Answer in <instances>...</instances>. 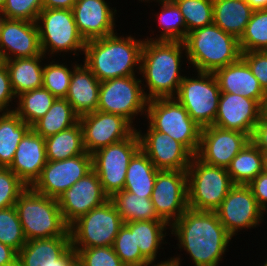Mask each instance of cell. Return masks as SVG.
I'll list each match as a JSON object with an SVG mask.
<instances>
[{
  "label": "cell",
  "instance_id": "obj_1",
  "mask_svg": "<svg viewBox=\"0 0 267 266\" xmlns=\"http://www.w3.org/2000/svg\"><path fill=\"white\" fill-rule=\"evenodd\" d=\"M170 228L195 266H218L232 239L215 211L188 208Z\"/></svg>",
  "mask_w": 267,
  "mask_h": 266
},
{
  "label": "cell",
  "instance_id": "obj_2",
  "mask_svg": "<svg viewBox=\"0 0 267 266\" xmlns=\"http://www.w3.org/2000/svg\"><path fill=\"white\" fill-rule=\"evenodd\" d=\"M147 40V41H146ZM183 41L144 40L141 52L140 74L148 86V100L175 97L183 76L180 75Z\"/></svg>",
  "mask_w": 267,
  "mask_h": 266
},
{
  "label": "cell",
  "instance_id": "obj_3",
  "mask_svg": "<svg viewBox=\"0 0 267 266\" xmlns=\"http://www.w3.org/2000/svg\"><path fill=\"white\" fill-rule=\"evenodd\" d=\"M144 40H135L115 34L86 41L84 64L102 82L118 77L135 76L134 67L140 73L141 52ZM138 64V65H137Z\"/></svg>",
  "mask_w": 267,
  "mask_h": 266
},
{
  "label": "cell",
  "instance_id": "obj_4",
  "mask_svg": "<svg viewBox=\"0 0 267 266\" xmlns=\"http://www.w3.org/2000/svg\"><path fill=\"white\" fill-rule=\"evenodd\" d=\"M183 42L186 58L197 72L214 73L241 57L239 40L214 23L188 33Z\"/></svg>",
  "mask_w": 267,
  "mask_h": 266
},
{
  "label": "cell",
  "instance_id": "obj_5",
  "mask_svg": "<svg viewBox=\"0 0 267 266\" xmlns=\"http://www.w3.org/2000/svg\"><path fill=\"white\" fill-rule=\"evenodd\" d=\"M27 239L70 236L56 198L48 197L28 187L14 205Z\"/></svg>",
  "mask_w": 267,
  "mask_h": 266
},
{
  "label": "cell",
  "instance_id": "obj_6",
  "mask_svg": "<svg viewBox=\"0 0 267 266\" xmlns=\"http://www.w3.org/2000/svg\"><path fill=\"white\" fill-rule=\"evenodd\" d=\"M234 185L225 168L206 164L194 155L187 169L188 207L215 211Z\"/></svg>",
  "mask_w": 267,
  "mask_h": 266
},
{
  "label": "cell",
  "instance_id": "obj_7",
  "mask_svg": "<svg viewBox=\"0 0 267 266\" xmlns=\"http://www.w3.org/2000/svg\"><path fill=\"white\" fill-rule=\"evenodd\" d=\"M147 106L146 117L154 130L168 134L193 155L197 154L201 127L175 97L150 99Z\"/></svg>",
  "mask_w": 267,
  "mask_h": 266
},
{
  "label": "cell",
  "instance_id": "obj_8",
  "mask_svg": "<svg viewBox=\"0 0 267 266\" xmlns=\"http://www.w3.org/2000/svg\"><path fill=\"white\" fill-rule=\"evenodd\" d=\"M123 224L113 203L108 200L69 226L71 245L74 248L113 246Z\"/></svg>",
  "mask_w": 267,
  "mask_h": 266
},
{
  "label": "cell",
  "instance_id": "obj_9",
  "mask_svg": "<svg viewBox=\"0 0 267 266\" xmlns=\"http://www.w3.org/2000/svg\"><path fill=\"white\" fill-rule=\"evenodd\" d=\"M198 77L184 76L175 97L201 128L214 124L221 91L215 75L198 71Z\"/></svg>",
  "mask_w": 267,
  "mask_h": 266
},
{
  "label": "cell",
  "instance_id": "obj_10",
  "mask_svg": "<svg viewBox=\"0 0 267 266\" xmlns=\"http://www.w3.org/2000/svg\"><path fill=\"white\" fill-rule=\"evenodd\" d=\"M139 149L140 140L135 130L128 138L91 154L93 170L109 198L124 189L129 162Z\"/></svg>",
  "mask_w": 267,
  "mask_h": 266
},
{
  "label": "cell",
  "instance_id": "obj_11",
  "mask_svg": "<svg viewBox=\"0 0 267 266\" xmlns=\"http://www.w3.org/2000/svg\"><path fill=\"white\" fill-rule=\"evenodd\" d=\"M36 24L41 51L45 56L47 51L51 54L74 51L73 55H76L77 50L84 53L86 41L77 29L72 10L43 9Z\"/></svg>",
  "mask_w": 267,
  "mask_h": 266
},
{
  "label": "cell",
  "instance_id": "obj_12",
  "mask_svg": "<svg viewBox=\"0 0 267 266\" xmlns=\"http://www.w3.org/2000/svg\"><path fill=\"white\" fill-rule=\"evenodd\" d=\"M141 82L142 80L135 76L102 81L97 110L121 115L133 124V119L138 113L146 115L148 99L141 87L143 85H140Z\"/></svg>",
  "mask_w": 267,
  "mask_h": 266
},
{
  "label": "cell",
  "instance_id": "obj_13",
  "mask_svg": "<svg viewBox=\"0 0 267 266\" xmlns=\"http://www.w3.org/2000/svg\"><path fill=\"white\" fill-rule=\"evenodd\" d=\"M79 124L89 154L128 138L136 130L123 116L99 110L79 116Z\"/></svg>",
  "mask_w": 267,
  "mask_h": 266
},
{
  "label": "cell",
  "instance_id": "obj_14",
  "mask_svg": "<svg viewBox=\"0 0 267 266\" xmlns=\"http://www.w3.org/2000/svg\"><path fill=\"white\" fill-rule=\"evenodd\" d=\"M92 170V155L87 152L65 160L47 161L31 188L37 193L58 199Z\"/></svg>",
  "mask_w": 267,
  "mask_h": 266
},
{
  "label": "cell",
  "instance_id": "obj_15",
  "mask_svg": "<svg viewBox=\"0 0 267 266\" xmlns=\"http://www.w3.org/2000/svg\"><path fill=\"white\" fill-rule=\"evenodd\" d=\"M151 201L157 215L171 226L189 208L187 171L159 170Z\"/></svg>",
  "mask_w": 267,
  "mask_h": 266
},
{
  "label": "cell",
  "instance_id": "obj_16",
  "mask_svg": "<svg viewBox=\"0 0 267 266\" xmlns=\"http://www.w3.org/2000/svg\"><path fill=\"white\" fill-rule=\"evenodd\" d=\"M227 232L234 236L240 230L257 227L264 214L248 185L235 184L215 210ZM257 225V226H256Z\"/></svg>",
  "mask_w": 267,
  "mask_h": 266
},
{
  "label": "cell",
  "instance_id": "obj_17",
  "mask_svg": "<svg viewBox=\"0 0 267 266\" xmlns=\"http://www.w3.org/2000/svg\"><path fill=\"white\" fill-rule=\"evenodd\" d=\"M251 140L248 134L214 125L201 128L196 156L206 164L227 169L232 159Z\"/></svg>",
  "mask_w": 267,
  "mask_h": 266
},
{
  "label": "cell",
  "instance_id": "obj_18",
  "mask_svg": "<svg viewBox=\"0 0 267 266\" xmlns=\"http://www.w3.org/2000/svg\"><path fill=\"white\" fill-rule=\"evenodd\" d=\"M17 266H79L71 236L33 239L18 252Z\"/></svg>",
  "mask_w": 267,
  "mask_h": 266
},
{
  "label": "cell",
  "instance_id": "obj_19",
  "mask_svg": "<svg viewBox=\"0 0 267 266\" xmlns=\"http://www.w3.org/2000/svg\"><path fill=\"white\" fill-rule=\"evenodd\" d=\"M147 133L136 130L140 149L158 170L187 171L193 154L168 134L154 130L150 125Z\"/></svg>",
  "mask_w": 267,
  "mask_h": 266
},
{
  "label": "cell",
  "instance_id": "obj_20",
  "mask_svg": "<svg viewBox=\"0 0 267 266\" xmlns=\"http://www.w3.org/2000/svg\"><path fill=\"white\" fill-rule=\"evenodd\" d=\"M58 204L64 222L70 226L81 216L109 200L104 193L97 173L92 170L62 193Z\"/></svg>",
  "mask_w": 267,
  "mask_h": 266
},
{
  "label": "cell",
  "instance_id": "obj_21",
  "mask_svg": "<svg viewBox=\"0 0 267 266\" xmlns=\"http://www.w3.org/2000/svg\"><path fill=\"white\" fill-rule=\"evenodd\" d=\"M261 117L260 104L254 100L228 92H221L214 126L235 130L252 137Z\"/></svg>",
  "mask_w": 267,
  "mask_h": 266
},
{
  "label": "cell",
  "instance_id": "obj_22",
  "mask_svg": "<svg viewBox=\"0 0 267 266\" xmlns=\"http://www.w3.org/2000/svg\"><path fill=\"white\" fill-rule=\"evenodd\" d=\"M41 54L36 22L8 18L3 20L0 29V58L2 62L13 59V57L14 59L29 58Z\"/></svg>",
  "mask_w": 267,
  "mask_h": 266
},
{
  "label": "cell",
  "instance_id": "obj_23",
  "mask_svg": "<svg viewBox=\"0 0 267 266\" xmlns=\"http://www.w3.org/2000/svg\"><path fill=\"white\" fill-rule=\"evenodd\" d=\"M105 0H77L72 8L77 29L85 41L114 33L116 10Z\"/></svg>",
  "mask_w": 267,
  "mask_h": 266
},
{
  "label": "cell",
  "instance_id": "obj_24",
  "mask_svg": "<svg viewBox=\"0 0 267 266\" xmlns=\"http://www.w3.org/2000/svg\"><path fill=\"white\" fill-rule=\"evenodd\" d=\"M46 163L45 138L30 129L18 144L9 169L31 187Z\"/></svg>",
  "mask_w": 267,
  "mask_h": 266
},
{
  "label": "cell",
  "instance_id": "obj_25",
  "mask_svg": "<svg viewBox=\"0 0 267 266\" xmlns=\"http://www.w3.org/2000/svg\"><path fill=\"white\" fill-rule=\"evenodd\" d=\"M213 74L221 92L243 95L256 100L261 105L265 91L242 57L236 62L216 70Z\"/></svg>",
  "mask_w": 267,
  "mask_h": 266
},
{
  "label": "cell",
  "instance_id": "obj_26",
  "mask_svg": "<svg viewBox=\"0 0 267 266\" xmlns=\"http://www.w3.org/2000/svg\"><path fill=\"white\" fill-rule=\"evenodd\" d=\"M71 82L66 100L79 115L95 112L98 109L100 81L84 64L72 66Z\"/></svg>",
  "mask_w": 267,
  "mask_h": 266
},
{
  "label": "cell",
  "instance_id": "obj_27",
  "mask_svg": "<svg viewBox=\"0 0 267 266\" xmlns=\"http://www.w3.org/2000/svg\"><path fill=\"white\" fill-rule=\"evenodd\" d=\"M253 11L245 0H213V23L239 40Z\"/></svg>",
  "mask_w": 267,
  "mask_h": 266
},
{
  "label": "cell",
  "instance_id": "obj_28",
  "mask_svg": "<svg viewBox=\"0 0 267 266\" xmlns=\"http://www.w3.org/2000/svg\"><path fill=\"white\" fill-rule=\"evenodd\" d=\"M45 55L17 58L3 61L6 65L11 87L16 97L24 92L42 87L43 67L41 60Z\"/></svg>",
  "mask_w": 267,
  "mask_h": 266
},
{
  "label": "cell",
  "instance_id": "obj_29",
  "mask_svg": "<svg viewBox=\"0 0 267 266\" xmlns=\"http://www.w3.org/2000/svg\"><path fill=\"white\" fill-rule=\"evenodd\" d=\"M158 171L148 156L139 149L129 162L123 190L151 197Z\"/></svg>",
  "mask_w": 267,
  "mask_h": 266
},
{
  "label": "cell",
  "instance_id": "obj_30",
  "mask_svg": "<svg viewBox=\"0 0 267 266\" xmlns=\"http://www.w3.org/2000/svg\"><path fill=\"white\" fill-rule=\"evenodd\" d=\"M2 114V115H1ZM0 114V167L9 168L18 144L31 129L14 111Z\"/></svg>",
  "mask_w": 267,
  "mask_h": 266
},
{
  "label": "cell",
  "instance_id": "obj_31",
  "mask_svg": "<svg viewBox=\"0 0 267 266\" xmlns=\"http://www.w3.org/2000/svg\"><path fill=\"white\" fill-rule=\"evenodd\" d=\"M79 122V115L65 98H56L46 114L31 129L43 138L66 130Z\"/></svg>",
  "mask_w": 267,
  "mask_h": 266
},
{
  "label": "cell",
  "instance_id": "obj_32",
  "mask_svg": "<svg viewBox=\"0 0 267 266\" xmlns=\"http://www.w3.org/2000/svg\"><path fill=\"white\" fill-rule=\"evenodd\" d=\"M109 200L113 203L124 223L162 220L157 215L151 197H144L122 190L113 194Z\"/></svg>",
  "mask_w": 267,
  "mask_h": 266
},
{
  "label": "cell",
  "instance_id": "obj_33",
  "mask_svg": "<svg viewBox=\"0 0 267 266\" xmlns=\"http://www.w3.org/2000/svg\"><path fill=\"white\" fill-rule=\"evenodd\" d=\"M47 161H60L84 154L82 128L74 126L45 138Z\"/></svg>",
  "mask_w": 267,
  "mask_h": 266
},
{
  "label": "cell",
  "instance_id": "obj_34",
  "mask_svg": "<svg viewBox=\"0 0 267 266\" xmlns=\"http://www.w3.org/2000/svg\"><path fill=\"white\" fill-rule=\"evenodd\" d=\"M130 231H135L136 245H138L142 256L153 263L156 259L158 249L166 236V226H170L164 220L132 221L125 223Z\"/></svg>",
  "mask_w": 267,
  "mask_h": 266
},
{
  "label": "cell",
  "instance_id": "obj_35",
  "mask_svg": "<svg viewBox=\"0 0 267 266\" xmlns=\"http://www.w3.org/2000/svg\"><path fill=\"white\" fill-rule=\"evenodd\" d=\"M226 170L234 184L248 185L263 172L262 151L250 140Z\"/></svg>",
  "mask_w": 267,
  "mask_h": 266
},
{
  "label": "cell",
  "instance_id": "obj_36",
  "mask_svg": "<svg viewBox=\"0 0 267 266\" xmlns=\"http://www.w3.org/2000/svg\"><path fill=\"white\" fill-rule=\"evenodd\" d=\"M17 98L18 107L14 109V112L30 126L46 114L56 99L44 87L24 92Z\"/></svg>",
  "mask_w": 267,
  "mask_h": 266
},
{
  "label": "cell",
  "instance_id": "obj_37",
  "mask_svg": "<svg viewBox=\"0 0 267 266\" xmlns=\"http://www.w3.org/2000/svg\"><path fill=\"white\" fill-rule=\"evenodd\" d=\"M161 13L158 14V23L162 29L157 39L149 40H167V41H184L186 39V23L182 13L173 0L160 3Z\"/></svg>",
  "mask_w": 267,
  "mask_h": 266
},
{
  "label": "cell",
  "instance_id": "obj_38",
  "mask_svg": "<svg viewBox=\"0 0 267 266\" xmlns=\"http://www.w3.org/2000/svg\"><path fill=\"white\" fill-rule=\"evenodd\" d=\"M241 53L267 51V9L253 11L245 31L239 39Z\"/></svg>",
  "mask_w": 267,
  "mask_h": 266
},
{
  "label": "cell",
  "instance_id": "obj_39",
  "mask_svg": "<svg viewBox=\"0 0 267 266\" xmlns=\"http://www.w3.org/2000/svg\"><path fill=\"white\" fill-rule=\"evenodd\" d=\"M186 23L187 34L213 23V0H173Z\"/></svg>",
  "mask_w": 267,
  "mask_h": 266
},
{
  "label": "cell",
  "instance_id": "obj_40",
  "mask_svg": "<svg viewBox=\"0 0 267 266\" xmlns=\"http://www.w3.org/2000/svg\"><path fill=\"white\" fill-rule=\"evenodd\" d=\"M112 247L125 266H146L149 263L136 245L135 231H130L125 223L120 227Z\"/></svg>",
  "mask_w": 267,
  "mask_h": 266
},
{
  "label": "cell",
  "instance_id": "obj_41",
  "mask_svg": "<svg viewBox=\"0 0 267 266\" xmlns=\"http://www.w3.org/2000/svg\"><path fill=\"white\" fill-rule=\"evenodd\" d=\"M0 242L12 247L17 252L27 242L14 206L0 209Z\"/></svg>",
  "mask_w": 267,
  "mask_h": 266
},
{
  "label": "cell",
  "instance_id": "obj_42",
  "mask_svg": "<svg viewBox=\"0 0 267 266\" xmlns=\"http://www.w3.org/2000/svg\"><path fill=\"white\" fill-rule=\"evenodd\" d=\"M73 70L63 63L45 64L43 67L42 87L56 98H66Z\"/></svg>",
  "mask_w": 267,
  "mask_h": 266
},
{
  "label": "cell",
  "instance_id": "obj_43",
  "mask_svg": "<svg viewBox=\"0 0 267 266\" xmlns=\"http://www.w3.org/2000/svg\"><path fill=\"white\" fill-rule=\"evenodd\" d=\"M27 188L12 170L0 167V209L14 206Z\"/></svg>",
  "mask_w": 267,
  "mask_h": 266
},
{
  "label": "cell",
  "instance_id": "obj_44",
  "mask_svg": "<svg viewBox=\"0 0 267 266\" xmlns=\"http://www.w3.org/2000/svg\"><path fill=\"white\" fill-rule=\"evenodd\" d=\"M74 249L78 252L79 266H125L112 246Z\"/></svg>",
  "mask_w": 267,
  "mask_h": 266
},
{
  "label": "cell",
  "instance_id": "obj_45",
  "mask_svg": "<svg viewBox=\"0 0 267 266\" xmlns=\"http://www.w3.org/2000/svg\"><path fill=\"white\" fill-rule=\"evenodd\" d=\"M42 10V0H6L1 12L8 19L36 22Z\"/></svg>",
  "mask_w": 267,
  "mask_h": 266
},
{
  "label": "cell",
  "instance_id": "obj_46",
  "mask_svg": "<svg viewBox=\"0 0 267 266\" xmlns=\"http://www.w3.org/2000/svg\"><path fill=\"white\" fill-rule=\"evenodd\" d=\"M241 57L250 67L260 86L267 92V51L242 52Z\"/></svg>",
  "mask_w": 267,
  "mask_h": 266
},
{
  "label": "cell",
  "instance_id": "obj_47",
  "mask_svg": "<svg viewBox=\"0 0 267 266\" xmlns=\"http://www.w3.org/2000/svg\"><path fill=\"white\" fill-rule=\"evenodd\" d=\"M15 97L16 95L11 87L8 69L2 62L0 64V113L14 111V109L10 110L8 106L12 102V98L16 99Z\"/></svg>",
  "mask_w": 267,
  "mask_h": 266
},
{
  "label": "cell",
  "instance_id": "obj_48",
  "mask_svg": "<svg viewBox=\"0 0 267 266\" xmlns=\"http://www.w3.org/2000/svg\"><path fill=\"white\" fill-rule=\"evenodd\" d=\"M258 205L267 212V173L257 175L249 184Z\"/></svg>",
  "mask_w": 267,
  "mask_h": 266
},
{
  "label": "cell",
  "instance_id": "obj_49",
  "mask_svg": "<svg viewBox=\"0 0 267 266\" xmlns=\"http://www.w3.org/2000/svg\"><path fill=\"white\" fill-rule=\"evenodd\" d=\"M251 141L261 151H267V119L260 117L255 126Z\"/></svg>",
  "mask_w": 267,
  "mask_h": 266
},
{
  "label": "cell",
  "instance_id": "obj_50",
  "mask_svg": "<svg viewBox=\"0 0 267 266\" xmlns=\"http://www.w3.org/2000/svg\"><path fill=\"white\" fill-rule=\"evenodd\" d=\"M18 252L0 242V266H17Z\"/></svg>",
  "mask_w": 267,
  "mask_h": 266
},
{
  "label": "cell",
  "instance_id": "obj_51",
  "mask_svg": "<svg viewBox=\"0 0 267 266\" xmlns=\"http://www.w3.org/2000/svg\"><path fill=\"white\" fill-rule=\"evenodd\" d=\"M77 0H42L43 9L72 10Z\"/></svg>",
  "mask_w": 267,
  "mask_h": 266
},
{
  "label": "cell",
  "instance_id": "obj_52",
  "mask_svg": "<svg viewBox=\"0 0 267 266\" xmlns=\"http://www.w3.org/2000/svg\"><path fill=\"white\" fill-rule=\"evenodd\" d=\"M180 259L181 258H179V257H173V259L172 258H170V259H168L167 261H161L160 263H157V265L156 264H154V262L153 263H148L146 266H149V265H152V266H180Z\"/></svg>",
  "mask_w": 267,
  "mask_h": 266
},
{
  "label": "cell",
  "instance_id": "obj_53",
  "mask_svg": "<svg viewBox=\"0 0 267 266\" xmlns=\"http://www.w3.org/2000/svg\"><path fill=\"white\" fill-rule=\"evenodd\" d=\"M254 10L267 9V0H245Z\"/></svg>",
  "mask_w": 267,
  "mask_h": 266
},
{
  "label": "cell",
  "instance_id": "obj_54",
  "mask_svg": "<svg viewBox=\"0 0 267 266\" xmlns=\"http://www.w3.org/2000/svg\"><path fill=\"white\" fill-rule=\"evenodd\" d=\"M260 107H261V117L267 119V92H265L263 96V100Z\"/></svg>",
  "mask_w": 267,
  "mask_h": 266
},
{
  "label": "cell",
  "instance_id": "obj_55",
  "mask_svg": "<svg viewBox=\"0 0 267 266\" xmlns=\"http://www.w3.org/2000/svg\"><path fill=\"white\" fill-rule=\"evenodd\" d=\"M263 157V172L267 173V151H262Z\"/></svg>",
  "mask_w": 267,
  "mask_h": 266
},
{
  "label": "cell",
  "instance_id": "obj_56",
  "mask_svg": "<svg viewBox=\"0 0 267 266\" xmlns=\"http://www.w3.org/2000/svg\"><path fill=\"white\" fill-rule=\"evenodd\" d=\"M4 19H5V16L0 10V29H1V25H2V22H3Z\"/></svg>",
  "mask_w": 267,
  "mask_h": 266
},
{
  "label": "cell",
  "instance_id": "obj_57",
  "mask_svg": "<svg viewBox=\"0 0 267 266\" xmlns=\"http://www.w3.org/2000/svg\"><path fill=\"white\" fill-rule=\"evenodd\" d=\"M6 0H0V10H2L3 6L5 5Z\"/></svg>",
  "mask_w": 267,
  "mask_h": 266
},
{
  "label": "cell",
  "instance_id": "obj_58",
  "mask_svg": "<svg viewBox=\"0 0 267 266\" xmlns=\"http://www.w3.org/2000/svg\"><path fill=\"white\" fill-rule=\"evenodd\" d=\"M141 1H144V0H141ZM146 1V0H145ZM150 1V0H147V2ZM155 1V0H154ZM159 1V2H158ZM164 1H168V0H157L158 3H161V2H164Z\"/></svg>",
  "mask_w": 267,
  "mask_h": 266
},
{
  "label": "cell",
  "instance_id": "obj_59",
  "mask_svg": "<svg viewBox=\"0 0 267 266\" xmlns=\"http://www.w3.org/2000/svg\"><path fill=\"white\" fill-rule=\"evenodd\" d=\"M264 265H261V266H267V260H266V262L265 263H263Z\"/></svg>",
  "mask_w": 267,
  "mask_h": 266
}]
</instances>
